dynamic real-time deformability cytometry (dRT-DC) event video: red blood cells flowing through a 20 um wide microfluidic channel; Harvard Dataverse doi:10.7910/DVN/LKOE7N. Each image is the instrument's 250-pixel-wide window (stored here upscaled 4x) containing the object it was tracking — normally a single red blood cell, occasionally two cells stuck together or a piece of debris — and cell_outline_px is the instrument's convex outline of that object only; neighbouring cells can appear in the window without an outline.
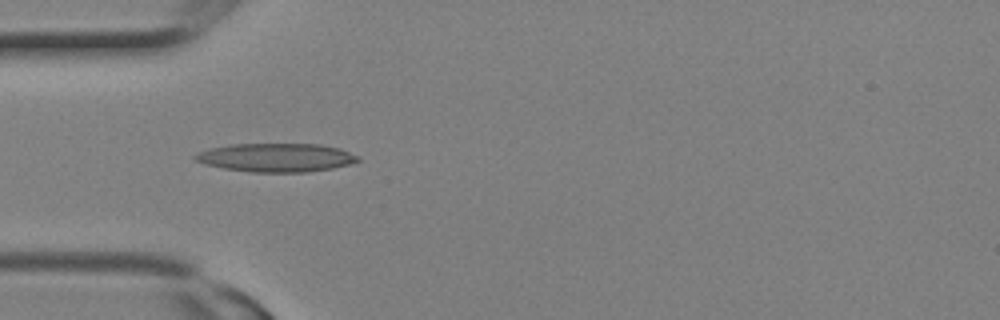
{"species": "Egyptian fruit bat (a non-hibernating species)", "species_latin": "Rousettus aegyptiacus", "temperature_condition": "room temperature", "stored_images_in_passage": 10, "camera_frame_rate_fps": 3000, "um_per_image_px": 0.085, "animal": {"sex": "female"}, "frame": {"image": 1, "passage_image": 7, "time_ms": 2.0, "image_size_px": [1000, 320], "cell_outline_px": [[360, 160], [348, 164], [332, 168], [308, 172], [252, 172], [224, 168], [208, 164], [196, 160], [192, 156], [200, 152], [212, 148], [232, 144], [320, 144], [340, 148], [360, 156]], "centroid_in_image_um": [23.53, 13.39], "position_along_channel_um": 61.5, "area_um2": 26.88}}
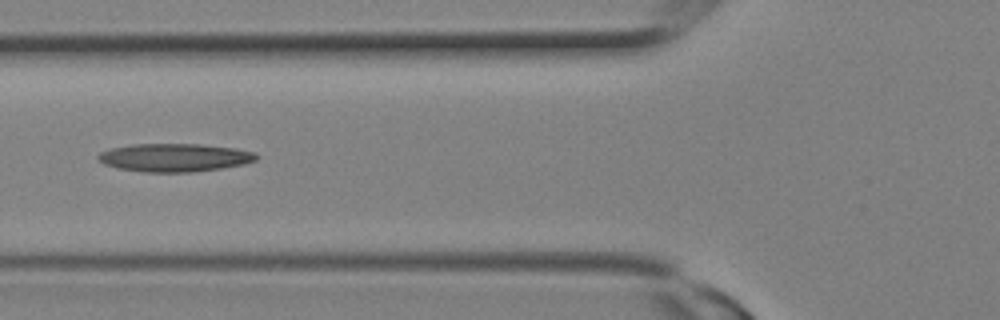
{"frame": {"image": 2, "passage_image": 9, "time_ms": 2.667, "image_size_px": [1000, 320], "cell_outline_px": [[260, 156], [256, 160], [244, 164], [220, 168], [192, 172], [144, 172], [116, 168], [104, 164], [96, 160], [96, 156], [100, 152], [108, 148], [132, 144], [200, 144], [236, 148], [256, 152]], "centroid_in_image_um": [14.81, 13.39], "position_along_channel_um": 111.0, "area_um2": 26.3}}